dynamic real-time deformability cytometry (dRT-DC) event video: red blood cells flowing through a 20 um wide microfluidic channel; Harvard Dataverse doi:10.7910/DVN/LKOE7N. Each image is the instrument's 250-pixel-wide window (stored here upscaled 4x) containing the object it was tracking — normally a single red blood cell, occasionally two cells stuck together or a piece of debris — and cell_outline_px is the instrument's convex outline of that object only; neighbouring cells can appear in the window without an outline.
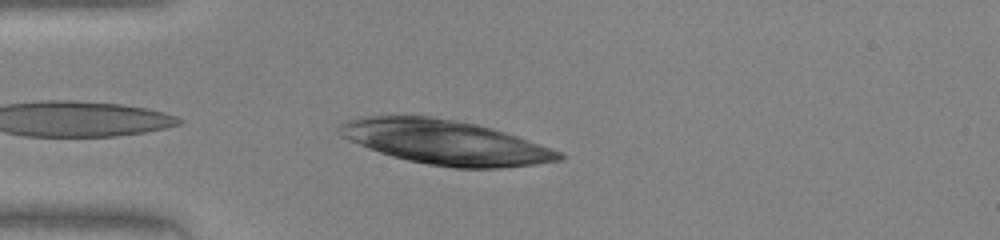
{"species": "human", "species_latin": "Homo sapiens", "temperature_condition": "warm", "stored_images_in_passage": 6, "camera_frame_rate_fps": 3000, "um_per_image_px": 0.085, "donor": {"sex": "female"}, "frame": {"image": 1, "passage_image": 1, "time_ms": 0.0, "image_size_px": [1000, 240], "cell_outline_px": [[564, 160], [504, 168], [452, 168], [428, 164], [408, 160], [392, 156], [368, 148], [348, 140], [340, 136], [336, 132], [336, 128], [344, 120], [364, 116], [428, 116], [456, 120], [476, 124], [492, 128], [516, 136], [560, 152], [564, 156]], "centroid_in_image_um": [37.78, 12.09], "position_along_channel_um": 47.2, "area_um2": 56.64}}